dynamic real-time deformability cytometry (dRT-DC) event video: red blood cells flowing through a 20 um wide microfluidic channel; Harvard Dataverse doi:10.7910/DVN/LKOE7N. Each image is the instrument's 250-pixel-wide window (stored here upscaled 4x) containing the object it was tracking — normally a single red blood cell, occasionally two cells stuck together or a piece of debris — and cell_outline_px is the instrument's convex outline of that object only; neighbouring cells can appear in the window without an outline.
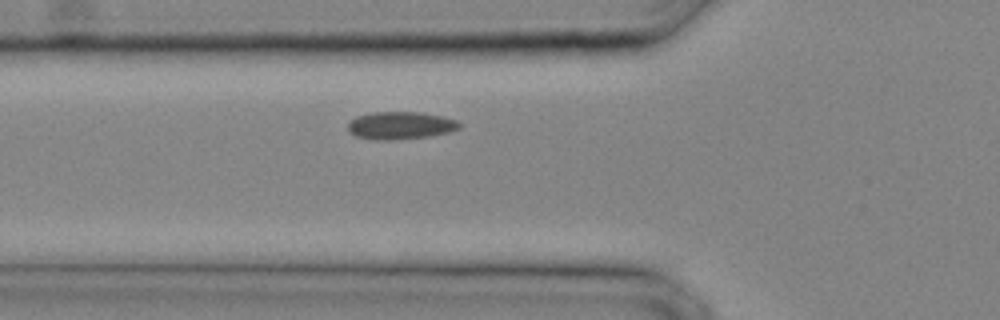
{"species": "common noctule bat (a hibernating species)", "species_latin": "Nyctalus noctula", "temperature_condition": "cold", "stored_images_in_passage": 19, "camera_frame_rate_fps": 3000, "um_per_image_px": 0.085, "animal": {"sex": "male", "body_mass_g": 20.4}, "frame": {"image": 1, "passage_image": 2, "time_ms": 0.333, "image_size_px": [1000, 320], "cell_outline_px": [[460, 128], [448, 132], [428, 136], [392, 140], [376, 140], [356, 136], [348, 132], [348, 124], [356, 116], [372, 112], [420, 112], [440, 116], [456, 120], [460, 124]], "centroid_in_image_um": [34.0, 10.66], "position_along_channel_um": 91.8, "area_um2": 17.8}}
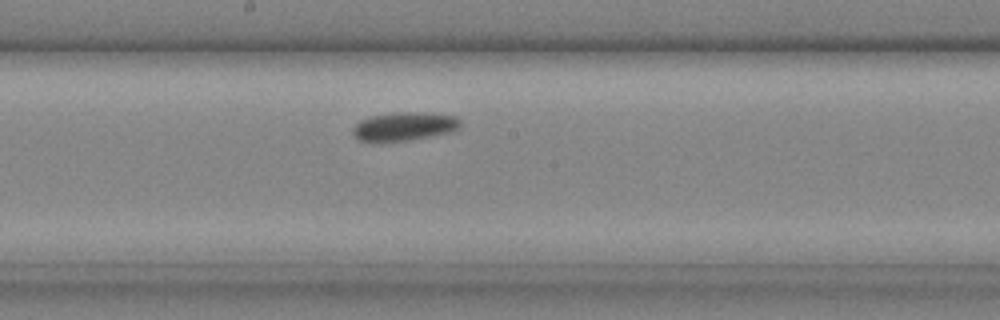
{"frame": {"image": 2, "passage_image": 8, "time_ms": 2.333, "image_size_px": [1000, 320], "cell_outline_px": [[460, 128], [452, 132], [408, 140], [376, 144], [356, 140], [352, 132], [352, 128], [360, 120], [372, 116], [392, 112], [420, 112], [456, 116], [460, 120]], "centroid_in_image_um": [34.29, 10.77], "position_along_channel_um": 213.9, "area_um2": 18.44}}
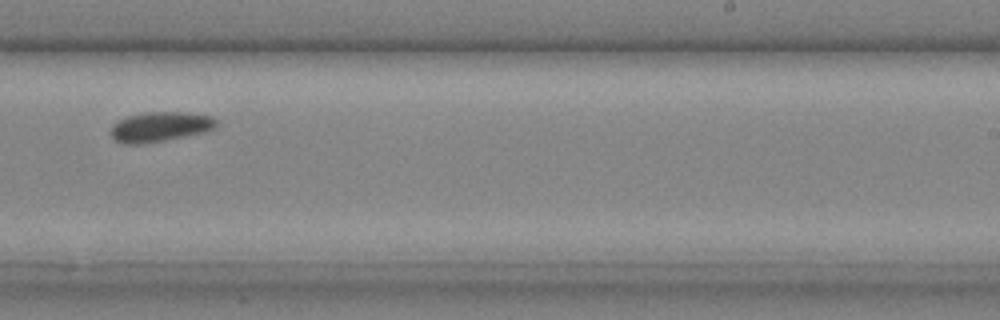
{"frame": {"image": 3, "passage_image": 11, "time_ms": 3.333, "image_size_px": [1000, 320], "cell_outline_px": [[216, 128], [204, 132], [144, 144], [124, 144], [116, 140], [108, 132], [112, 124], [128, 116], [148, 112], [188, 112], [212, 116], [216, 120]], "centroid_in_image_um": [13.59, 10.77], "position_along_channel_um": 275.4, "area_um2": 18.38}}